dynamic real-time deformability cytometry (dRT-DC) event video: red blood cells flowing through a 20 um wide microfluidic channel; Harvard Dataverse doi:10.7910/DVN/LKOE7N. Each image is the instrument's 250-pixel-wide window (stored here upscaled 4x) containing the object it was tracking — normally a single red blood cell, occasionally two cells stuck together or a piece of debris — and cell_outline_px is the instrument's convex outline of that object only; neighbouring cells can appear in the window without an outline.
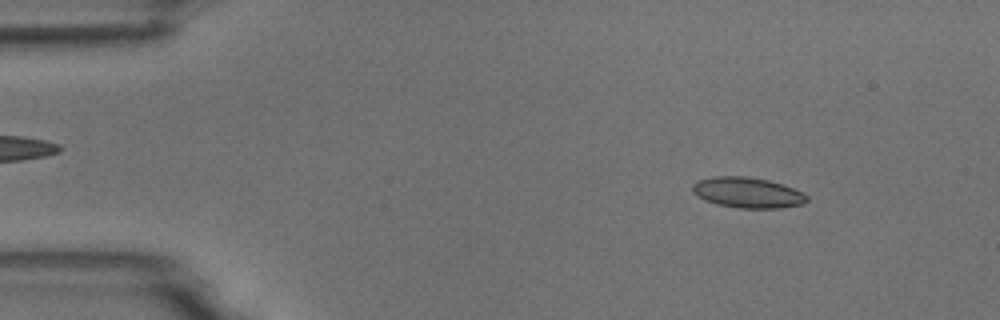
{"species": "common noctule bat (a hibernating species)", "species_latin": "Nyctalus noctula", "temperature_condition": "room temperature", "stored_images_in_passage": 6, "camera_frame_rate_fps": 3000, "um_per_image_px": 0.085, "animal": {"sex": "male", "body_mass_g": 18.8}, "frame": {"image": 1, "passage_image": 1, "time_ms": 0.0, "image_size_px": [1000, 320], "cell_outline_px": [[808, 200], [804, 204], [780, 208], [740, 208], [716, 204], [704, 200], [696, 196], [692, 192], [692, 184], [696, 180], [712, 176], [744, 176], [768, 180], [804, 192], [808, 196]], "centroid_in_image_um": [63.51, 16.37], "position_along_channel_um": 21.5, "area_um2": 20.58}}
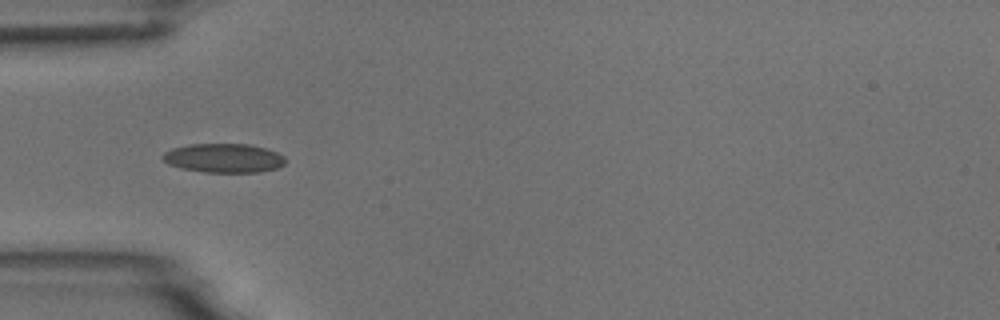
{"frame": {"image": 2, "passage_image": 4, "time_ms": 3.333, "image_size_px": [1000, 320], "cell_outline_px": [[288, 160], [284, 164], [276, 168], [260, 172], [204, 172], [180, 168], [168, 164], [160, 156], [164, 152], [172, 148], [188, 144], [248, 144], [268, 148], [284, 156]], "centroid_in_image_um": [19.02, 13.43], "position_along_channel_um": 66.0, "area_um2": 20.98}}